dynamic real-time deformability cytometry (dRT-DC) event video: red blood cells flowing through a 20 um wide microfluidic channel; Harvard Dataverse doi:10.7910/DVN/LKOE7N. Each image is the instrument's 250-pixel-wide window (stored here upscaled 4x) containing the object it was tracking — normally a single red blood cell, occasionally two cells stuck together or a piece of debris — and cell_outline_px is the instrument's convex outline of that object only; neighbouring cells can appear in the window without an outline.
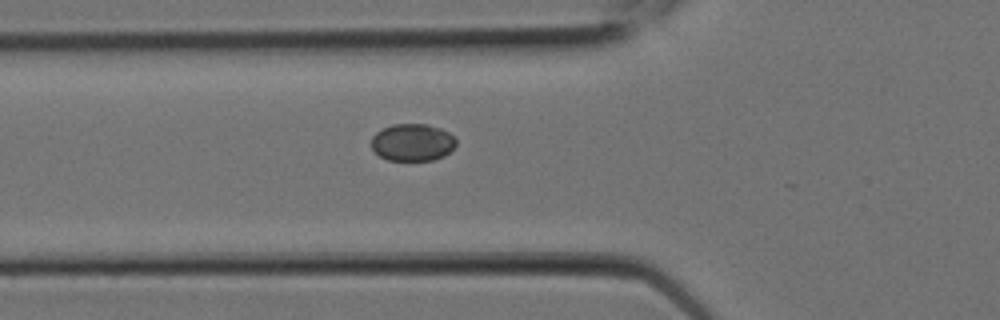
{"species": "Egyptian fruit bat (a non-hibernating species)", "species_latin": "Rousettus aegyptiacus", "temperature_condition": "room temperature", "stored_images_in_passage": 7, "camera_frame_rate_fps": 3000, "um_per_image_px": 0.085, "animal": {"sex": "female"}, "frame": {"image": 1, "passage_image": 7, "time_ms": 2.0, "image_size_px": [1000, 320], "cell_outline_px": [[456, 144], [444, 156], [432, 160], [388, 160], [380, 156], [372, 148], [372, 136], [376, 132], [392, 124], [428, 124], [440, 128], [448, 132], [456, 140]], "centroid_in_image_um": [35.05, 12.09], "position_along_channel_um": 90.7, "area_um2": 18.26}}